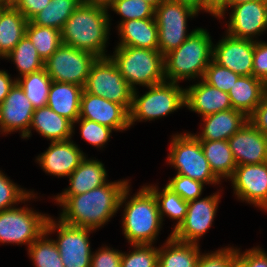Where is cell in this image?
Instances as JSON below:
<instances>
[{
  "instance_id": "5bb4252c",
  "label": "cell",
  "mask_w": 267,
  "mask_h": 267,
  "mask_svg": "<svg viewBox=\"0 0 267 267\" xmlns=\"http://www.w3.org/2000/svg\"><path fill=\"white\" fill-rule=\"evenodd\" d=\"M230 179L238 199L267 210V162L237 165Z\"/></svg>"
},
{
  "instance_id": "ac0fdd59",
  "label": "cell",
  "mask_w": 267,
  "mask_h": 267,
  "mask_svg": "<svg viewBox=\"0 0 267 267\" xmlns=\"http://www.w3.org/2000/svg\"><path fill=\"white\" fill-rule=\"evenodd\" d=\"M237 165L267 162V136L249 120L228 139Z\"/></svg>"
},
{
  "instance_id": "ffe728a7",
  "label": "cell",
  "mask_w": 267,
  "mask_h": 267,
  "mask_svg": "<svg viewBox=\"0 0 267 267\" xmlns=\"http://www.w3.org/2000/svg\"><path fill=\"white\" fill-rule=\"evenodd\" d=\"M41 154L36 160L43 171L58 178L68 177L86 157L71 139L51 141L48 149Z\"/></svg>"
},
{
  "instance_id": "603a6c76",
  "label": "cell",
  "mask_w": 267,
  "mask_h": 267,
  "mask_svg": "<svg viewBox=\"0 0 267 267\" xmlns=\"http://www.w3.org/2000/svg\"><path fill=\"white\" fill-rule=\"evenodd\" d=\"M118 46H131L158 50V26L155 18L135 19L120 22Z\"/></svg>"
},
{
  "instance_id": "db71d44e",
  "label": "cell",
  "mask_w": 267,
  "mask_h": 267,
  "mask_svg": "<svg viewBox=\"0 0 267 267\" xmlns=\"http://www.w3.org/2000/svg\"><path fill=\"white\" fill-rule=\"evenodd\" d=\"M175 1L191 7L197 13H199L200 10H203V0H175Z\"/></svg>"
},
{
  "instance_id": "52a82bcc",
  "label": "cell",
  "mask_w": 267,
  "mask_h": 267,
  "mask_svg": "<svg viewBox=\"0 0 267 267\" xmlns=\"http://www.w3.org/2000/svg\"><path fill=\"white\" fill-rule=\"evenodd\" d=\"M172 137L167 161L177 170V174L204 184H219L220 180L212 172L200 140L189 132Z\"/></svg>"
},
{
  "instance_id": "8fae6325",
  "label": "cell",
  "mask_w": 267,
  "mask_h": 267,
  "mask_svg": "<svg viewBox=\"0 0 267 267\" xmlns=\"http://www.w3.org/2000/svg\"><path fill=\"white\" fill-rule=\"evenodd\" d=\"M55 222L54 219L48 217L45 232L49 235L58 229L59 237L54 241L64 267H90L92 253L89 234L94 230L69 225L60 219L58 223Z\"/></svg>"
},
{
  "instance_id": "4fadbf2b",
  "label": "cell",
  "mask_w": 267,
  "mask_h": 267,
  "mask_svg": "<svg viewBox=\"0 0 267 267\" xmlns=\"http://www.w3.org/2000/svg\"><path fill=\"white\" fill-rule=\"evenodd\" d=\"M219 192L188 202L185 220L172 231L171 236L180 242L198 244V240L212 226L219 203Z\"/></svg>"
},
{
  "instance_id": "cb8c5ba5",
  "label": "cell",
  "mask_w": 267,
  "mask_h": 267,
  "mask_svg": "<svg viewBox=\"0 0 267 267\" xmlns=\"http://www.w3.org/2000/svg\"><path fill=\"white\" fill-rule=\"evenodd\" d=\"M82 91L83 87L79 85L52 81L47 106L74 124L80 114Z\"/></svg>"
},
{
  "instance_id": "2e32d148",
  "label": "cell",
  "mask_w": 267,
  "mask_h": 267,
  "mask_svg": "<svg viewBox=\"0 0 267 267\" xmlns=\"http://www.w3.org/2000/svg\"><path fill=\"white\" fill-rule=\"evenodd\" d=\"M227 34L234 38L249 39L267 29V0L249 1L231 7Z\"/></svg>"
},
{
  "instance_id": "f907efd6",
  "label": "cell",
  "mask_w": 267,
  "mask_h": 267,
  "mask_svg": "<svg viewBox=\"0 0 267 267\" xmlns=\"http://www.w3.org/2000/svg\"><path fill=\"white\" fill-rule=\"evenodd\" d=\"M249 1H258V0H225L224 3L215 11V17L222 18L225 15V9L232 7L234 5L242 4Z\"/></svg>"
},
{
  "instance_id": "e0dca14e",
  "label": "cell",
  "mask_w": 267,
  "mask_h": 267,
  "mask_svg": "<svg viewBox=\"0 0 267 267\" xmlns=\"http://www.w3.org/2000/svg\"><path fill=\"white\" fill-rule=\"evenodd\" d=\"M255 41L239 39L228 34L217 45L213 44L212 59L242 76H253V55Z\"/></svg>"
},
{
  "instance_id": "60d3db41",
  "label": "cell",
  "mask_w": 267,
  "mask_h": 267,
  "mask_svg": "<svg viewBox=\"0 0 267 267\" xmlns=\"http://www.w3.org/2000/svg\"><path fill=\"white\" fill-rule=\"evenodd\" d=\"M74 123H80L82 138L96 147H103L109 140L113 130L97 122L82 118H78Z\"/></svg>"
},
{
  "instance_id": "f35d334b",
  "label": "cell",
  "mask_w": 267,
  "mask_h": 267,
  "mask_svg": "<svg viewBox=\"0 0 267 267\" xmlns=\"http://www.w3.org/2000/svg\"><path fill=\"white\" fill-rule=\"evenodd\" d=\"M33 197H35L33 192H27L18 187L17 184L0 171V212L13 208L14 204L25 202Z\"/></svg>"
},
{
  "instance_id": "4316f807",
  "label": "cell",
  "mask_w": 267,
  "mask_h": 267,
  "mask_svg": "<svg viewBox=\"0 0 267 267\" xmlns=\"http://www.w3.org/2000/svg\"><path fill=\"white\" fill-rule=\"evenodd\" d=\"M266 91L267 86L260 79L240 75L228 94L232 108L249 117L260 104Z\"/></svg>"
},
{
  "instance_id": "816d5d0a",
  "label": "cell",
  "mask_w": 267,
  "mask_h": 267,
  "mask_svg": "<svg viewBox=\"0 0 267 267\" xmlns=\"http://www.w3.org/2000/svg\"><path fill=\"white\" fill-rule=\"evenodd\" d=\"M225 0H203V10L215 16V11Z\"/></svg>"
},
{
  "instance_id": "277c9868",
  "label": "cell",
  "mask_w": 267,
  "mask_h": 267,
  "mask_svg": "<svg viewBox=\"0 0 267 267\" xmlns=\"http://www.w3.org/2000/svg\"><path fill=\"white\" fill-rule=\"evenodd\" d=\"M213 43L209 32L197 28L178 48L164 55L165 80L203 79L212 61Z\"/></svg>"
},
{
  "instance_id": "7c38bea8",
  "label": "cell",
  "mask_w": 267,
  "mask_h": 267,
  "mask_svg": "<svg viewBox=\"0 0 267 267\" xmlns=\"http://www.w3.org/2000/svg\"><path fill=\"white\" fill-rule=\"evenodd\" d=\"M49 216L28 207L10 208L0 212V243L28 247L45 231Z\"/></svg>"
},
{
  "instance_id": "f1b7e54d",
  "label": "cell",
  "mask_w": 267,
  "mask_h": 267,
  "mask_svg": "<svg viewBox=\"0 0 267 267\" xmlns=\"http://www.w3.org/2000/svg\"><path fill=\"white\" fill-rule=\"evenodd\" d=\"M164 244L158 248V267H196L201 255L198 244L180 242L171 235Z\"/></svg>"
},
{
  "instance_id": "7dc6e473",
  "label": "cell",
  "mask_w": 267,
  "mask_h": 267,
  "mask_svg": "<svg viewBox=\"0 0 267 267\" xmlns=\"http://www.w3.org/2000/svg\"><path fill=\"white\" fill-rule=\"evenodd\" d=\"M248 120L267 136V91L255 111L248 117Z\"/></svg>"
},
{
  "instance_id": "ba28073f",
  "label": "cell",
  "mask_w": 267,
  "mask_h": 267,
  "mask_svg": "<svg viewBox=\"0 0 267 267\" xmlns=\"http://www.w3.org/2000/svg\"><path fill=\"white\" fill-rule=\"evenodd\" d=\"M83 89L90 94L116 102L130 111L133 89L123 78L109 55L97 58L92 64Z\"/></svg>"
},
{
  "instance_id": "6f0895ef",
  "label": "cell",
  "mask_w": 267,
  "mask_h": 267,
  "mask_svg": "<svg viewBox=\"0 0 267 267\" xmlns=\"http://www.w3.org/2000/svg\"><path fill=\"white\" fill-rule=\"evenodd\" d=\"M230 267H245L244 264L236 258L231 264Z\"/></svg>"
},
{
  "instance_id": "9c48e42d",
  "label": "cell",
  "mask_w": 267,
  "mask_h": 267,
  "mask_svg": "<svg viewBox=\"0 0 267 267\" xmlns=\"http://www.w3.org/2000/svg\"><path fill=\"white\" fill-rule=\"evenodd\" d=\"M198 13L175 0H164L155 9L158 26V50L162 55L178 48L196 29L186 34L187 18Z\"/></svg>"
},
{
  "instance_id": "1f68e13d",
  "label": "cell",
  "mask_w": 267,
  "mask_h": 267,
  "mask_svg": "<svg viewBox=\"0 0 267 267\" xmlns=\"http://www.w3.org/2000/svg\"><path fill=\"white\" fill-rule=\"evenodd\" d=\"M16 82L23 89L34 109L47 106L52 79L48 76L45 68L16 78Z\"/></svg>"
},
{
  "instance_id": "83f0119b",
  "label": "cell",
  "mask_w": 267,
  "mask_h": 267,
  "mask_svg": "<svg viewBox=\"0 0 267 267\" xmlns=\"http://www.w3.org/2000/svg\"><path fill=\"white\" fill-rule=\"evenodd\" d=\"M28 20L15 7H0V57L5 58L25 36Z\"/></svg>"
},
{
  "instance_id": "f546056e",
  "label": "cell",
  "mask_w": 267,
  "mask_h": 267,
  "mask_svg": "<svg viewBox=\"0 0 267 267\" xmlns=\"http://www.w3.org/2000/svg\"><path fill=\"white\" fill-rule=\"evenodd\" d=\"M200 144L214 175L220 181L221 178L230 179L237 164L230 149L228 140H200Z\"/></svg>"
},
{
  "instance_id": "d6a6232c",
  "label": "cell",
  "mask_w": 267,
  "mask_h": 267,
  "mask_svg": "<svg viewBox=\"0 0 267 267\" xmlns=\"http://www.w3.org/2000/svg\"><path fill=\"white\" fill-rule=\"evenodd\" d=\"M25 35L29 38L35 46L38 55L45 62L62 44L60 30L38 26L28 21Z\"/></svg>"
},
{
  "instance_id": "7402d4cb",
  "label": "cell",
  "mask_w": 267,
  "mask_h": 267,
  "mask_svg": "<svg viewBox=\"0 0 267 267\" xmlns=\"http://www.w3.org/2000/svg\"><path fill=\"white\" fill-rule=\"evenodd\" d=\"M202 119L204 121L202 133L195 136L199 140L208 141L228 140L248 121V117L243 112L233 108Z\"/></svg>"
},
{
  "instance_id": "7bdbcfd3",
  "label": "cell",
  "mask_w": 267,
  "mask_h": 267,
  "mask_svg": "<svg viewBox=\"0 0 267 267\" xmlns=\"http://www.w3.org/2000/svg\"><path fill=\"white\" fill-rule=\"evenodd\" d=\"M237 258V249L222 248L213 253L200 255L196 267H230Z\"/></svg>"
},
{
  "instance_id": "7a4b0ae2",
  "label": "cell",
  "mask_w": 267,
  "mask_h": 267,
  "mask_svg": "<svg viewBox=\"0 0 267 267\" xmlns=\"http://www.w3.org/2000/svg\"><path fill=\"white\" fill-rule=\"evenodd\" d=\"M109 16L108 10L82 2L60 31L62 43L98 58L108 57L105 48L110 34Z\"/></svg>"
},
{
  "instance_id": "c3c4849f",
  "label": "cell",
  "mask_w": 267,
  "mask_h": 267,
  "mask_svg": "<svg viewBox=\"0 0 267 267\" xmlns=\"http://www.w3.org/2000/svg\"><path fill=\"white\" fill-rule=\"evenodd\" d=\"M50 1L51 0H19L14 7L30 21L36 14L41 12Z\"/></svg>"
},
{
  "instance_id": "d6986e66",
  "label": "cell",
  "mask_w": 267,
  "mask_h": 267,
  "mask_svg": "<svg viewBox=\"0 0 267 267\" xmlns=\"http://www.w3.org/2000/svg\"><path fill=\"white\" fill-rule=\"evenodd\" d=\"M34 111L23 89L15 82L0 104V124L5 134L19 130L21 137L25 138L28 135Z\"/></svg>"
},
{
  "instance_id": "e575fe53",
  "label": "cell",
  "mask_w": 267,
  "mask_h": 267,
  "mask_svg": "<svg viewBox=\"0 0 267 267\" xmlns=\"http://www.w3.org/2000/svg\"><path fill=\"white\" fill-rule=\"evenodd\" d=\"M5 58L14 61L20 76L37 72L44 68V61L40 58L35 46L26 35Z\"/></svg>"
},
{
  "instance_id": "d590c367",
  "label": "cell",
  "mask_w": 267,
  "mask_h": 267,
  "mask_svg": "<svg viewBox=\"0 0 267 267\" xmlns=\"http://www.w3.org/2000/svg\"><path fill=\"white\" fill-rule=\"evenodd\" d=\"M47 235L44 231L28 247L29 256L35 267H64L55 241L47 239Z\"/></svg>"
},
{
  "instance_id": "3957f363",
  "label": "cell",
  "mask_w": 267,
  "mask_h": 267,
  "mask_svg": "<svg viewBox=\"0 0 267 267\" xmlns=\"http://www.w3.org/2000/svg\"><path fill=\"white\" fill-rule=\"evenodd\" d=\"M129 188L123 191L119 207L125 203L123 233L132 244H152L161 229L162 220L154 194L143 186L137 194L126 202Z\"/></svg>"
},
{
  "instance_id": "30bf717a",
  "label": "cell",
  "mask_w": 267,
  "mask_h": 267,
  "mask_svg": "<svg viewBox=\"0 0 267 267\" xmlns=\"http://www.w3.org/2000/svg\"><path fill=\"white\" fill-rule=\"evenodd\" d=\"M97 58L90 52L62 43L44 62V68L52 81L73 83L84 88Z\"/></svg>"
},
{
  "instance_id": "681fc988",
  "label": "cell",
  "mask_w": 267,
  "mask_h": 267,
  "mask_svg": "<svg viewBox=\"0 0 267 267\" xmlns=\"http://www.w3.org/2000/svg\"><path fill=\"white\" fill-rule=\"evenodd\" d=\"M15 82L16 80L11 79L6 71L0 70V104L4 101Z\"/></svg>"
},
{
  "instance_id": "836d02e7",
  "label": "cell",
  "mask_w": 267,
  "mask_h": 267,
  "mask_svg": "<svg viewBox=\"0 0 267 267\" xmlns=\"http://www.w3.org/2000/svg\"><path fill=\"white\" fill-rule=\"evenodd\" d=\"M146 187L154 194L158 210L160 213L161 220L163 221V216L167 215L169 218L177 220L173 231L180 226V224L185 220L187 213L188 202L183 200L177 193L170 189L167 185L164 187L162 192L158 190L157 186L149 185Z\"/></svg>"
},
{
  "instance_id": "44dd1931",
  "label": "cell",
  "mask_w": 267,
  "mask_h": 267,
  "mask_svg": "<svg viewBox=\"0 0 267 267\" xmlns=\"http://www.w3.org/2000/svg\"><path fill=\"white\" fill-rule=\"evenodd\" d=\"M185 106L203 117L232 108L229 94L203 79L185 89Z\"/></svg>"
},
{
  "instance_id": "bcb514c9",
  "label": "cell",
  "mask_w": 267,
  "mask_h": 267,
  "mask_svg": "<svg viewBox=\"0 0 267 267\" xmlns=\"http://www.w3.org/2000/svg\"><path fill=\"white\" fill-rule=\"evenodd\" d=\"M237 249V258L245 267H267V253L261 248H252L243 254Z\"/></svg>"
},
{
  "instance_id": "b9f144b4",
  "label": "cell",
  "mask_w": 267,
  "mask_h": 267,
  "mask_svg": "<svg viewBox=\"0 0 267 267\" xmlns=\"http://www.w3.org/2000/svg\"><path fill=\"white\" fill-rule=\"evenodd\" d=\"M186 202L198 199L202 194L204 183L176 174L166 184Z\"/></svg>"
},
{
  "instance_id": "11a10c76",
  "label": "cell",
  "mask_w": 267,
  "mask_h": 267,
  "mask_svg": "<svg viewBox=\"0 0 267 267\" xmlns=\"http://www.w3.org/2000/svg\"><path fill=\"white\" fill-rule=\"evenodd\" d=\"M19 0H3V7L11 6L14 7Z\"/></svg>"
},
{
  "instance_id": "9a60e30c",
  "label": "cell",
  "mask_w": 267,
  "mask_h": 267,
  "mask_svg": "<svg viewBox=\"0 0 267 267\" xmlns=\"http://www.w3.org/2000/svg\"><path fill=\"white\" fill-rule=\"evenodd\" d=\"M79 118L97 122L115 131L130 128L129 111L122 105L86 92L80 98Z\"/></svg>"
},
{
  "instance_id": "8d00e7d4",
  "label": "cell",
  "mask_w": 267,
  "mask_h": 267,
  "mask_svg": "<svg viewBox=\"0 0 267 267\" xmlns=\"http://www.w3.org/2000/svg\"><path fill=\"white\" fill-rule=\"evenodd\" d=\"M133 252L123 253L121 267H158V248L152 244H132Z\"/></svg>"
},
{
  "instance_id": "9f6ffc18",
  "label": "cell",
  "mask_w": 267,
  "mask_h": 267,
  "mask_svg": "<svg viewBox=\"0 0 267 267\" xmlns=\"http://www.w3.org/2000/svg\"><path fill=\"white\" fill-rule=\"evenodd\" d=\"M143 1L152 5L156 9L164 0H143Z\"/></svg>"
},
{
  "instance_id": "484cf974",
  "label": "cell",
  "mask_w": 267,
  "mask_h": 267,
  "mask_svg": "<svg viewBox=\"0 0 267 267\" xmlns=\"http://www.w3.org/2000/svg\"><path fill=\"white\" fill-rule=\"evenodd\" d=\"M104 164L98 160L85 157L78 167L69 175L68 189L60 195H78L86 193L107 183Z\"/></svg>"
},
{
  "instance_id": "680465c9",
  "label": "cell",
  "mask_w": 267,
  "mask_h": 267,
  "mask_svg": "<svg viewBox=\"0 0 267 267\" xmlns=\"http://www.w3.org/2000/svg\"><path fill=\"white\" fill-rule=\"evenodd\" d=\"M2 131V133H5L4 130H3V127L2 125L0 124V132Z\"/></svg>"
},
{
  "instance_id": "91938a15",
  "label": "cell",
  "mask_w": 267,
  "mask_h": 267,
  "mask_svg": "<svg viewBox=\"0 0 267 267\" xmlns=\"http://www.w3.org/2000/svg\"><path fill=\"white\" fill-rule=\"evenodd\" d=\"M0 7H3V0H0Z\"/></svg>"
},
{
  "instance_id": "ab89813d",
  "label": "cell",
  "mask_w": 267,
  "mask_h": 267,
  "mask_svg": "<svg viewBox=\"0 0 267 267\" xmlns=\"http://www.w3.org/2000/svg\"><path fill=\"white\" fill-rule=\"evenodd\" d=\"M239 74L217 64L213 59L206 68L203 80L209 85L229 93L232 86L239 78Z\"/></svg>"
},
{
  "instance_id": "f5cc1de1",
  "label": "cell",
  "mask_w": 267,
  "mask_h": 267,
  "mask_svg": "<svg viewBox=\"0 0 267 267\" xmlns=\"http://www.w3.org/2000/svg\"><path fill=\"white\" fill-rule=\"evenodd\" d=\"M115 0H83V3L108 10Z\"/></svg>"
},
{
  "instance_id": "6da1fadb",
  "label": "cell",
  "mask_w": 267,
  "mask_h": 267,
  "mask_svg": "<svg viewBox=\"0 0 267 267\" xmlns=\"http://www.w3.org/2000/svg\"><path fill=\"white\" fill-rule=\"evenodd\" d=\"M129 182L120 180L78 195H57L54 199L63 211L59 219L73 226L96 230L117 213L123 191Z\"/></svg>"
},
{
  "instance_id": "74e56055",
  "label": "cell",
  "mask_w": 267,
  "mask_h": 267,
  "mask_svg": "<svg viewBox=\"0 0 267 267\" xmlns=\"http://www.w3.org/2000/svg\"><path fill=\"white\" fill-rule=\"evenodd\" d=\"M122 21L155 18V8L143 0H115L110 7Z\"/></svg>"
},
{
  "instance_id": "5b68a950",
  "label": "cell",
  "mask_w": 267,
  "mask_h": 267,
  "mask_svg": "<svg viewBox=\"0 0 267 267\" xmlns=\"http://www.w3.org/2000/svg\"><path fill=\"white\" fill-rule=\"evenodd\" d=\"M109 56L129 86H152L165 81L164 55L159 50L116 46Z\"/></svg>"
},
{
  "instance_id": "8992f818",
  "label": "cell",
  "mask_w": 267,
  "mask_h": 267,
  "mask_svg": "<svg viewBox=\"0 0 267 267\" xmlns=\"http://www.w3.org/2000/svg\"><path fill=\"white\" fill-rule=\"evenodd\" d=\"M148 88L149 91L141 97L133 90L129 111L130 127L137 120L159 119L185 106V89L177 83L165 80Z\"/></svg>"
},
{
  "instance_id": "f6af8a7d",
  "label": "cell",
  "mask_w": 267,
  "mask_h": 267,
  "mask_svg": "<svg viewBox=\"0 0 267 267\" xmlns=\"http://www.w3.org/2000/svg\"><path fill=\"white\" fill-rule=\"evenodd\" d=\"M253 76L260 79L267 86V43H254Z\"/></svg>"
},
{
  "instance_id": "ee69618b",
  "label": "cell",
  "mask_w": 267,
  "mask_h": 267,
  "mask_svg": "<svg viewBox=\"0 0 267 267\" xmlns=\"http://www.w3.org/2000/svg\"><path fill=\"white\" fill-rule=\"evenodd\" d=\"M122 252L102 247L91 255L90 267H121Z\"/></svg>"
},
{
  "instance_id": "4dcf8cb0",
  "label": "cell",
  "mask_w": 267,
  "mask_h": 267,
  "mask_svg": "<svg viewBox=\"0 0 267 267\" xmlns=\"http://www.w3.org/2000/svg\"><path fill=\"white\" fill-rule=\"evenodd\" d=\"M82 2L83 0H51L30 21L38 26L52 27L61 31L67 19Z\"/></svg>"
},
{
  "instance_id": "d4e9b609",
  "label": "cell",
  "mask_w": 267,
  "mask_h": 267,
  "mask_svg": "<svg viewBox=\"0 0 267 267\" xmlns=\"http://www.w3.org/2000/svg\"><path fill=\"white\" fill-rule=\"evenodd\" d=\"M74 124L58 115L48 106L35 109L28 135L31 136V128L33 127L39 134L51 141H65L71 139L74 133Z\"/></svg>"
}]
</instances>
